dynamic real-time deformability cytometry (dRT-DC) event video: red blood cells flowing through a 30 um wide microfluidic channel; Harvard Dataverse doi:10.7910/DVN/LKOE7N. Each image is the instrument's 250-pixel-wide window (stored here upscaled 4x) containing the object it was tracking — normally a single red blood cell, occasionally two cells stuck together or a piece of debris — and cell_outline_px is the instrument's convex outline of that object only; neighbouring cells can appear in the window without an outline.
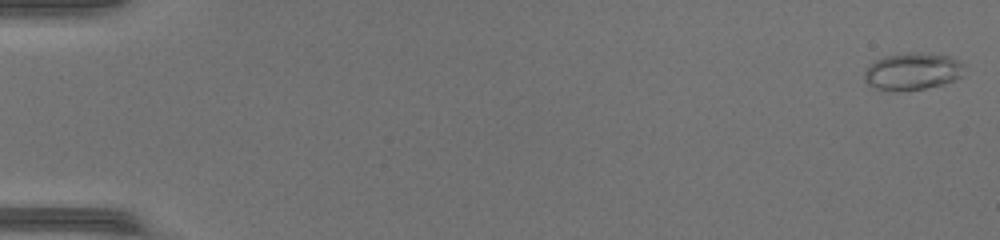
{"species": "common noctule bat (a hibernating species)", "species_latin": "Nyctalus noctula", "temperature_condition": "warm", "stored_images_in_passage": 49, "camera_frame_rate_fps": 3000, "um_per_image_px": 0.085, "animal": {"sex": "female", "body_mass_g": 17.0, "forearm_length_mm": 48.0}, "frame": {"image": 1, "passage_image": 1, "time_ms": 0.0, "image_size_px": [1000, 240], "cell_outline_px": [[964, 64], [960, 76], [956, 80], [944, 84], [924, 88], [896, 92], [892, 92], [876, 88], [868, 84], [864, 80], [864, 72], [876, 60], [884, 56], [908, 52], [916, 52], [948, 56], [960, 60]], "centroid_in_image_um": [77.56, 6.08], "position_along_channel_um": 7.4, "area_um2": 21.68}}
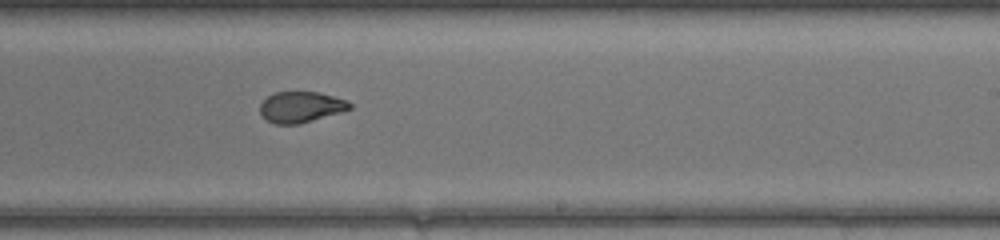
{"frame": {"image": 2, "passage_image": 31, "time_ms": 10.0, "image_size_px": [1000, 240], "cell_outline_px": [[352, 108], [340, 112], [300, 124], [276, 124], [268, 120], [260, 112], [260, 104], [268, 96], [276, 92], [320, 92], [348, 100], [352, 104]], "centroid_in_image_um": [25.61, 9.09], "position_along_channel_um": 263.4, "area_um2": 16.07}}
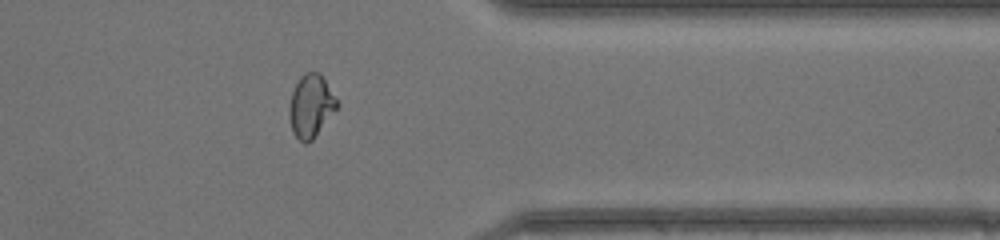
{"frame": {"image": 3, "passage_image": 40, "time_ms": 13.0, "image_size_px": [1000, 240], "cell_outline_px": [[340, 104], [312, 140], [308, 144], [304, 144], [292, 132], [288, 116], [288, 108], [292, 92], [300, 76], [304, 72], [320, 72]], "centroid_in_image_um": [26.41, 9.01], "position_along_channel_um": 385.0, "area_um2": 17.57}, "authors_computed_cell_mechanics": {"area_um2": 18.3226, "velocity_mm_per_s": 4.3534, "shape_relaxation_time_tau1_ms": null, "shape_relaxation_time_tau2_ms": 0.7825, "deformation_change_tau1": null, "deformation_change_tau2": 0.05}}